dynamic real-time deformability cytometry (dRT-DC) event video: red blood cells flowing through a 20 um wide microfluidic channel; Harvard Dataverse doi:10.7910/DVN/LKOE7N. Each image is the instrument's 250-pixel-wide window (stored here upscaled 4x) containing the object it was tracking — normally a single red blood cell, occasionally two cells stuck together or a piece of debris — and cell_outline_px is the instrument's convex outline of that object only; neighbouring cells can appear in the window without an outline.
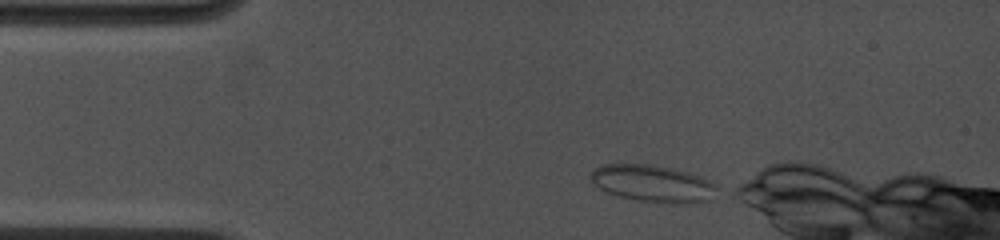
{"species": "common noctule bat (a hibernating species)", "species_latin": "Nyctalus noctula", "temperature_condition": "cold", "stored_images_in_passage": 38, "camera_frame_rate_fps": 4500, "um_per_image_px": 0.085, "animal": {"sex": "female", "body_mass_g": 19.0, "forearm_length_mm": 53.3}, "frame": {"image": 1, "passage_image": 1, "time_ms": 0.0, "image_size_px": [1000, 240], "cell_outline_px": [[716, 188], [708, 200], [684, 204], [680, 204], [636, 200], [620, 196], [608, 192], [600, 188], [588, 176], [596, 168], [604, 164], [652, 164], [672, 168], [688, 172], [700, 176], [716, 184]], "centroid_in_image_um": [55.48, 15.59], "position_along_channel_um": 29.5, "area_um2": 26.88}}
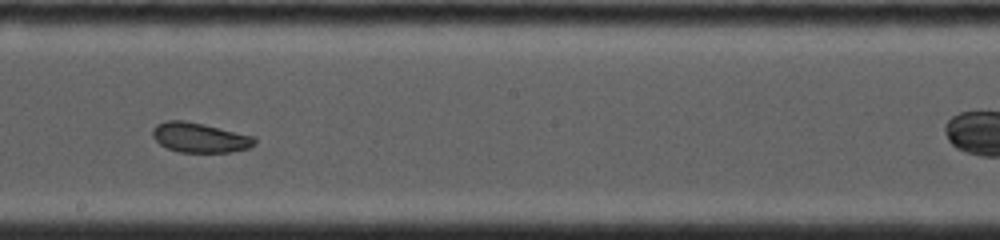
{"frame": {"image": 2, "passage_image": 16, "time_ms": 6.222, "image_size_px": [1000, 240], "cell_outline_px": [[256, 144], [248, 148], [232, 152], [180, 152], [168, 148], [160, 144], [152, 136], [152, 128], [156, 124], [164, 120], [184, 120], [204, 124], [256, 136]], "centroid_in_image_um": [16.99, 11.68], "position_along_channel_um": 231.2, "area_um2": 17.92}}
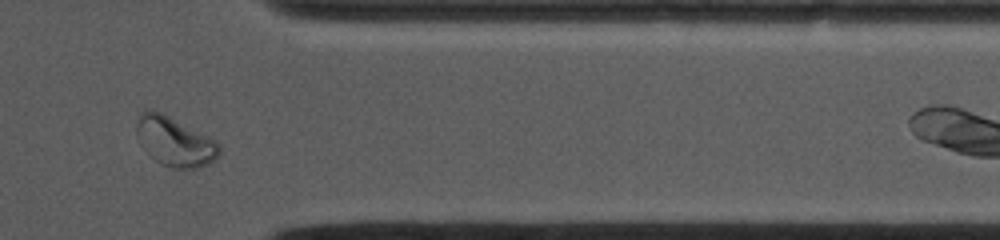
{"frame": {"image": 3, "passage_image": 30, "time_ms": 10.444, "image_size_px": [1000, 240], "cell_outline_px": [[220, 152], [208, 164], [200, 168], [172, 168], [160, 164], [148, 156], [136, 132], [136, 124], [140, 112], [148, 108], [152, 108], [216, 140], [220, 148]], "centroid_in_image_um": [14.81, 12.03], "position_along_channel_um": 396.6, "area_um2": 23.64}, "authors_computed_cell_mechanics": {"area_um2": 19.4208, "velocity_mm_per_s": 3.975, "shape_relaxation_time_tau1_ms": null, "shape_relaxation_time_tau2_ms": 1.4428, "deformation_change_tau1": null, "deformation_change_tau2": 0.0649}}